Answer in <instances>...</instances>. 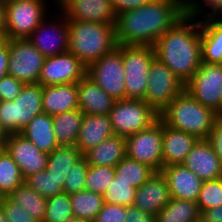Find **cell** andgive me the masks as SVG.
<instances>
[{"label":"cell","instance_id":"cell-1","mask_svg":"<svg viewBox=\"0 0 222 222\" xmlns=\"http://www.w3.org/2000/svg\"><path fill=\"white\" fill-rule=\"evenodd\" d=\"M199 4L193 0H151L144 6L122 12L115 22L117 43L153 47L158 38L185 15L199 18L203 10Z\"/></svg>","mask_w":222,"mask_h":222},{"label":"cell","instance_id":"cell-2","mask_svg":"<svg viewBox=\"0 0 222 222\" xmlns=\"http://www.w3.org/2000/svg\"><path fill=\"white\" fill-rule=\"evenodd\" d=\"M194 18L185 15L159 37L153 46L156 58L184 84L193 77L202 63L201 26L200 21L191 23Z\"/></svg>","mask_w":222,"mask_h":222},{"label":"cell","instance_id":"cell-3","mask_svg":"<svg viewBox=\"0 0 222 222\" xmlns=\"http://www.w3.org/2000/svg\"><path fill=\"white\" fill-rule=\"evenodd\" d=\"M69 50L86 67L117 48L115 24L68 20Z\"/></svg>","mask_w":222,"mask_h":222},{"label":"cell","instance_id":"cell-4","mask_svg":"<svg viewBox=\"0 0 222 222\" xmlns=\"http://www.w3.org/2000/svg\"><path fill=\"white\" fill-rule=\"evenodd\" d=\"M159 115L166 125L198 139H207L218 113L202 105L184 89Z\"/></svg>","mask_w":222,"mask_h":222},{"label":"cell","instance_id":"cell-5","mask_svg":"<svg viewBox=\"0 0 222 222\" xmlns=\"http://www.w3.org/2000/svg\"><path fill=\"white\" fill-rule=\"evenodd\" d=\"M42 87L38 83L25 84L14 101H0V125L7 135L20 133L43 112Z\"/></svg>","mask_w":222,"mask_h":222},{"label":"cell","instance_id":"cell-6","mask_svg":"<svg viewBox=\"0 0 222 222\" xmlns=\"http://www.w3.org/2000/svg\"><path fill=\"white\" fill-rule=\"evenodd\" d=\"M125 72V99L144 100L149 70L156 58L154 47L120 45Z\"/></svg>","mask_w":222,"mask_h":222},{"label":"cell","instance_id":"cell-7","mask_svg":"<svg viewBox=\"0 0 222 222\" xmlns=\"http://www.w3.org/2000/svg\"><path fill=\"white\" fill-rule=\"evenodd\" d=\"M159 118V113L141 99L116 100L109 112L114 134L125 138L150 127Z\"/></svg>","mask_w":222,"mask_h":222},{"label":"cell","instance_id":"cell-8","mask_svg":"<svg viewBox=\"0 0 222 222\" xmlns=\"http://www.w3.org/2000/svg\"><path fill=\"white\" fill-rule=\"evenodd\" d=\"M5 4L8 39L28 38L47 17L44 0H5Z\"/></svg>","mask_w":222,"mask_h":222},{"label":"cell","instance_id":"cell-9","mask_svg":"<svg viewBox=\"0 0 222 222\" xmlns=\"http://www.w3.org/2000/svg\"><path fill=\"white\" fill-rule=\"evenodd\" d=\"M127 157L147 164L154 171L163 169V121L126 137Z\"/></svg>","mask_w":222,"mask_h":222},{"label":"cell","instance_id":"cell-10","mask_svg":"<svg viewBox=\"0 0 222 222\" xmlns=\"http://www.w3.org/2000/svg\"><path fill=\"white\" fill-rule=\"evenodd\" d=\"M86 75L115 100L125 99V72L120 44L90 64Z\"/></svg>","mask_w":222,"mask_h":222},{"label":"cell","instance_id":"cell-11","mask_svg":"<svg viewBox=\"0 0 222 222\" xmlns=\"http://www.w3.org/2000/svg\"><path fill=\"white\" fill-rule=\"evenodd\" d=\"M185 89V84L155 58L149 70L144 101L159 114Z\"/></svg>","mask_w":222,"mask_h":222},{"label":"cell","instance_id":"cell-12","mask_svg":"<svg viewBox=\"0 0 222 222\" xmlns=\"http://www.w3.org/2000/svg\"><path fill=\"white\" fill-rule=\"evenodd\" d=\"M185 90L202 105L222 115V65L201 63Z\"/></svg>","mask_w":222,"mask_h":222},{"label":"cell","instance_id":"cell-13","mask_svg":"<svg viewBox=\"0 0 222 222\" xmlns=\"http://www.w3.org/2000/svg\"><path fill=\"white\" fill-rule=\"evenodd\" d=\"M45 57L26 39H9L8 75L24 84L38 83Z\"/></svg>","mask_w":222,"mask_h":222},{"label":"cell","instance_id":"cell-14","mask_svg":"<svg viewBox=\"0 0 222 222\" xmlns=\"http://www.w3.org/2000/svg\"><path fill=\"white\" fill-rule=\"evenodd\" d=\"M86 71L87 67L70 52L48 57L41 69L38 84L48 86L78 83Z\"/></svg>","mask_w":222,"mask_h":222},{"label":"cell","instance_id":"cell-15","mask_svg":"<svg viewBox=\"0 0 222 222\" xmlns=\"http://www.w3.org/2000/svg\"><path fill=\"white\" fill-rule=\"evenodd\" d=\"M4 148L19 166L24 179L33 173L46 170L49 153L39 150L22 134H9Z\"/></svg>","mask_w":222,"mask_h":222},{"label":"cell","instance_id":"cell-16","mask_svg":"<svg viewBox=\"0 0 222 222\" xmlns=\"http://www.w3.org/2000/svg\"><path fill=\"white\" fill-rule=\"evenodd\" d=\"M61 22L45 24V18L28 37V40L45 57H53L69 50V24L65 14H62ZM64 18V19H63ZM47 25V26H46ZM50 30V31H49ZM51 34H48V32Z\"/></svg>","mask_w":222,"mask_h":222},{"label":"cell","instance_id":"cell-17","mask_svg":"<svg viewBox=\"0 0 222 222\" xmlns=\"http://www.w3.org/2000/svg\"><path fill=\"white\" fill-rule=\"evenodd\" d=\"M57 2V3H56ZM68 20L115 24L111 0H55Z\"/></svg>","mask_w":222,"mask_h":222},{"label":"cell","instance_id":"cell-18","mask_svg":"<svg viewBox=\"0 0 222 222\" xmlns=\"http://www.w3.org/2000/svg\"><path fill=\"white\" fill-rule=\"evenodd\" d=\"M172 199L168 182L162 171L154 173L136 189L133 207L156 215Z\"/></svg>","mask_w":222,"mask_h":222},{"label":"cell","instance_id":"cell-19","mask_svg":"<svg viewBox=\"0 0 222 222\" xmlns=\"http://www.w3.org/2000/svg\"><path fill=\"white\" fill-rule=\"evenodd\" d=\"M182 164L203 181L222 177V162L207 139H199Z\"/></svg>","mask_w":222,"mask_h":222},{"label":"cell","instance_id":"cell-20","mask_svg":"<svg viewBox=\"0 0 222 222\" xmlns=\"http://www.w3.org/2000/svg\"><path fill=\"white\" fill-rule=\"evenodd\" d=\"M161 171L168 182L172 198L197 202L203 180L183 164L165 166Z\"/></svg>","mask_w":222,"mask_h":222},{"label":"cell","instance_id":"cell-21","mask_svg":"<svg viewBox=\"0 0 222 222\" xmlns=\"http://www.w3.org/2000/svg\"><path fill=\"white\" fill-rule=\"evenodd\" d=\"M78 106L84 115L106 114L112 110L115 99L85 75L78 83Z\"/></svg>","mask_w":222,"mask_h":222},{"label":"cell","instance_id":"cell-22","mask_svg":"<svg viewBox=\"0 0 222 222\" xmlns=\"http://www.w3.org/2000/svg\"><path fill=\"white\" fill-rule=\"evenodd\" d=\"M42 106L51 116L79 109L77 83L43 86Z\"/></svg>","mask_w":222,"mask_h":222},{"label":"cell","instance_id":"cell-23","mask_svg":"<svg viewBox=\"0 0 222 222\" xmlns=\"http://www.w3.org/2000/svg\"><path fill=\"white\" fill-rule=\"evenodd\" d=\"M199 139L163 122V167L182 164Z\"/></svg>","mask_w":222,"mask_h":222},{"label":"cell","instance_id":"cell-24","mask_svg":"<svg viewBox=\"0 0 222 222\" xmlns=\"http://www.w3.org/2000/svg\"><path fill=\"white\" fill-rule=\"evenodd\" d=\"M113 135L115 134L109 115H84L75 145L84 154Z\"/></svg>","mask_w":222,"mask_h":222},{"label":"cell","instance_id":"cell-25","mask_svg":"<svg viewBox=\"0 0 222 222\" xmlns=\"http://www.w3.org/2000/svg\"><path fill=\"white\" fill-rule=\"evenodd\" d=\"M90 166L115 167L127 156L126 138L113 135L83 154Z\"/></svg>","mask_w":222,"mask_h":222},{"label":"cell","instance_id":"cell-26","mask_svg":"<svg viewBox=\"0 0 222 222\" xmlns=\"http://www.w3.org/2000/svg\"><path fill=\"white\" fill-rule=\"evenodd\" d=\"M20 134L46 153H51L59 147L54 135L52 116L47 113L42 112L36 115Z\"/></svg>","mask_w":222,"mask_h":222},{"label":"cell","instance_id":"cell-27","mask_svg":"<svg viewBox=\"0 0 222 222\" xmlns=\"http://www.w3.org/2000/svg\"><path fill=\"white\" fill-rule=\"evenodd\" d=\"M207 17L200 21L202 62L222 65V21Z\"/></svg>","mask_w":222,"mask_h":222},{"label":"cell","instance_id":"cell-28","mask_svg":"<svg viewBox=\"0 0 222 222\" xmlns=\"http://www.w3.org/2000/svg\"><path fill=\"white\" fill-rule=\"evenodd\" d=\"M83 118L84 114L79 109L52 116L54 135L59 146L76 144Z\"/></svg>","mask_w":222,"mask_h":222},{"label":"cell","instance_id":"cell-29","mask_svg":"<svg viewBox=\"0 0 222 222\" xmlns=\"http://www.w3.org/2000/svg\"><path fill=\"white\" fill-rule=\"evenodd\" d=\"M83 157V153L76 146H59L49 153L46 165V171L50 175L60 181V185L64 186L65 177L73 163L79 161Z\"/></svg>","mask_w":222,"mask_h":222},{"label":"cell","instance_id":"cell-30","mask_svg":"<svg viewBox=\"0 0 222 222\" xmlns=\"http://www.w3.org/2000/svg\"><path fill=\"white\" fill-rule=\"evenodd\" d=\"M201 216L197 202L172 198L155 215V222H194Z\"/></svg>","mask_w":222,"mask_h":222},{"label":"cell","instance_id":"cell-31","mask_svg":"<svg viewBox=\"0 0 222 222\" xmlns=\"http://www.w3.org/2000/svg\"><path fill=\"white\" fill-rule=\"evenodd\" d=\"M7 197L14 203L19 204L36 221H44L46 198L33 190L27 183L23 182Z\"/></svg>","mask_w":222,"mask_h":222},{"label":"cell","instance_id":"cell-32","mask_svg":"<svg viewBox=\"0 0 222 222\" xmlns=\"http://www.w3.org/2000/svg\"><path fill=\"white\" fill-rule=\"evenodd\" d=\"M75 219L94 221L104 203L103 194L90 192L86 189L70 195Z\"/></svg>","mask_w":222,"mask_h":222},{"label":"cell","instance_id":"cell-33","mask_svg":"<svg viewBox=\"0 0 222 222\" xmlns=\"http://www.w3.org/2000/svg\"><path fill=\"white\" fill-rule=\"evenodd\" d=\"M153 173L154 170L147 164L127 156L115 166V176L136 189L146 182Z\"/></svg>","mask_w":222,"mask_h":222},{"label":"cell","instance_id":"cell-34","mask_svg":"<svg viewBox=\"0 0 222 222\" xmlns=\"http://www.w3.org/2000/svg\"><path fill=\"white\" fill-rule=\"evenodd\" d=\"M23 182L19 166L5 148L0 149V197H7Z\"/></svg>","mask_w":222,"mask_h":222},{"label":"cell","instance_id":"cell-35","mask_svg":"<svg viewBox=\"0 0 222 222\" xmlns=\"http://www.w3.org/2000/svg\"><path fill=\"white\" fill-rule=\"evenodd\" d=\"M74 219L70 195L62 192L46 199L43 222H71Z\"/></svg>","mask_w":222,"mask_h":222},{"label":"cell","instance_id":"cell-36","mask_svg":"<svg viewBox=\"0 0 222 222\" xmlns=\"http://www.w3.org/2000/svg\"><path fill=\"white\" fill-rule=\"evenodd\" d=\"M136 188L116 176L103 194L104 202L131 207L134 204Z\"/></svg>","mask_w":222,"mask_h":222},{"label":"cell","instance_id":"cell-37","mask_svg":"<svg viewBox=\"0 0 222 222\" xmlns=\"http://www.w3.org/2000/svg\"><path fill=\"white\" fill-rule=\"evenodd\" d=\"M115 177V167L88 166L85 178V189L90 192L104 194Z\"/></svg>","mask_w":222,"mask_h":222},{"label":"cell","instance_id":"cell-38","mask_svg":"<svg viewBox=\"0 0 222 222\" xmlns=\"http://www.w3.org/2000/svg\"><path fill=\"white\" fill-rule=\"evenodd\" d=\"M24 182L46 199L64 192L60 181L54 179L46 170L29 175Z\"/></svg>","mask_w":222,"mask_h":222},{"label":"cell","instance_id":"cell-39","mask_svg":"<svg viewBox=\"0 0 222 222\" xmlns=\"http://www.w3.org/2000/svg\"><path fill=\"white\" fill-rule=\"evenodd\" d=\"M222 204V177L215 180L204 181L200 189L197 205L201 214Z\"/></svg>","mask_w":222,"mask_h":222},{"label":"cell","instance_id":"cell-40","mask_svg":"<svg viewBox=\"0 0 222 222\" xmlns=\"http://www.w3.org/2000/svg\"><path fill=\"white\" fill-rule=\"evenodd\" d=\"M88 163L83 156L79 161L73 163L65 177L63 191L68 195L75 194L85 189V178L88 171Z\"/></svg>","mask_w":222,"mask_h":222},{"label":"cell","instance_id":"cell-41","mask_svg":"<svg viewBox=\"0 0 222 222\" xmlns=\"http://www.w3.org/2000/svg\"><path fill=\"white\" fill-rule=\"evenodd\" d=\"M0 203L8 222H38L8 197H0Z\"/></svg>","mask_w":222,"mask_h":222},{"label":"cell","instance_id":"cell-42","mask_svg":"<svg viewBox=\"0 0 222 222\" xmlns=\"http://www.w3.org/2000/svg\"><path fill=\"white\" fill-rule=\"evenodd\" d=\"M125 218V206L104 202L94 222H125Z\"/></svg>","mask_w":222,"mask_h":222},{"label":"cell","instance_id":"cell-43","mask_svg":"<svg viewBox=\"0 0 222 222\" xmlns=\"http://www.w3.org/2000/svg\"><path fill=\"white\" fill-rule=\"evenodd\" d=\"M24 83L6 75L0 80V101H14L21 93Z\"/></svg>","mask_w":222,"mask_h":222},{"label":"cell","instance_id":"cell-44","mask_svg":"<svg viewBox=\"0 0 222 222\" xmlns=\"http://www.w3.org/2000/svg\"><path fill=\"white\" fill-rule=\"evenodd\" d=\"M207 140L222 162V115H218Z\"/></svg>","mask_w":222,"mask_h":222},{"label":"cell","instance_id":"cell-45","mask_svg":"<svg viewBox=\"0 0 222 222\" xmlns=\"http://www.w3.org/2000/svg\"><path fill=\"white\" fill-rule=\"evenodd\" d=\"M125 222H155V216L131 206L126 207Z\"/></svg>","mask_w":222,"mask_h":222},{"label":"cell","instance_id":"cell-46","mask_svg":"<svg viewBox=\"0 0 222 222\" xmlns=\"http://www.w3.org/2000/svg\"><path fill=\"white\" fill-rule=\"evenodd\" d=\"M151 0H111L113 10L116 15L144 6Z\"/></svg>","mask_w":222,"mask_h":222},{"label":"cell","instance_id":"cell-47","mask_svg":"<svg viewBox=\"0 0 222 222\" xmlns=\"http://www.w3.org/2000/svg\"><path fill=\"white\" fill-rule=\"evenodd\" d=\"M9 39H0V80L8 75Z\"/></svg>","mask_w":222,"mask_h":222},{"label":"cell","instance_id":"cell-48","mask_svg":"<svg viewBox=\"0 0 222 222\" xmlns=\"http://www.w3.org/2000/svg\"><path fill=\"white\" fill-rule=\"evenodd\" d=\"M201 216L207 222H222V204L216 208L205 210Z\"/></svg>","mask_w":222,"mask_h":222},{"label":"cell","instance_id":"cell-49","mask_svg":"<svg viewBox=\"0 0 222 222\" xmlns=\"http://www.w3.org/2000/svg\"><path fill=\"white\" fill-rule=\"evenodd\" d=\"M6 38V4L0 2V39Z\"/></svg>","mask_w":222,"mask_h":222},{"label":"cell","instance_id":"cell-50","mask_svg":"<svg viewBox=\"0 0 222 222\" xmlns=\"http://www.w3.org/2000/svg\"><path fill=\"white\" fill-rule=\"evenodd\" d=\"M7 134L6 132L2 129L0 125V149H3L5 147V142L7 140Z\"/></svg>","mask_w":222,"mask_h":222},{"label":"cell","instance_id":"cell-51","mask_svg":"<svg viewBox=\"0 0 222 222\" xmlns=\"http://www.w3.org/2000/svg\"><path fill=\"white\" fill-rule=\"evenodd\" d=\"M218 13H220V15L222 16V1L216 6V8L212 11V13L209 15V17L214 19V18H216ZM220 19L222 21V18H220Z\"/></svg>","mask_w":222,"mask_h":222},{"label":"cell","instance_id":"cell-52","mask_svg":"<svg viewBox=\"0 0 222 222\" xmlns=\"http://www.w3.org/2000/svg\"><path fill=\"white\" fill-rule=\"evenodd\" d=\"M206 6H210L213 11L222 0H203Z\"/></svg>","mask_w":222,"mask_h":222},{"label":"cell","instance_id":"cell-53","mask_svg":"<svg viewBox=\"0 0 222 222\" xmlns=\"http://www.w3.org/2000/svg\"><path fill=\"white\" fill-rule=\"evenodd\" d=\"M0 222H8L1 203H0Z\"/></svg>","mask_w":222,"mask_h":222},{"label":"cell","instance_id":"cell-54","mask_svg":"<svg viewBox=\"0 0 222 222\" xmlns=\"http://www.w3.org/2000/svg\"><path fill=\"white\" fill-rule=\"evenodd\" d=\"M71 222H94V221H91V220H83V219H73Z\"/></svg>","mask_w":222,"mask_h":222},{"label":"cell","instance_id":"cell-55","mask_svg":"<svg viewBox=\"0 0 222 222\" xmlns=\"http://www.w3.org/2000/svg\"><path fill=\"white\" fill-rule=\"evenodd\" d=\"M194 222H207L204 218H203V216H200L196 221H194Z\"/></svg>","mask_w":222,"mask_h":222}]
</instances>
